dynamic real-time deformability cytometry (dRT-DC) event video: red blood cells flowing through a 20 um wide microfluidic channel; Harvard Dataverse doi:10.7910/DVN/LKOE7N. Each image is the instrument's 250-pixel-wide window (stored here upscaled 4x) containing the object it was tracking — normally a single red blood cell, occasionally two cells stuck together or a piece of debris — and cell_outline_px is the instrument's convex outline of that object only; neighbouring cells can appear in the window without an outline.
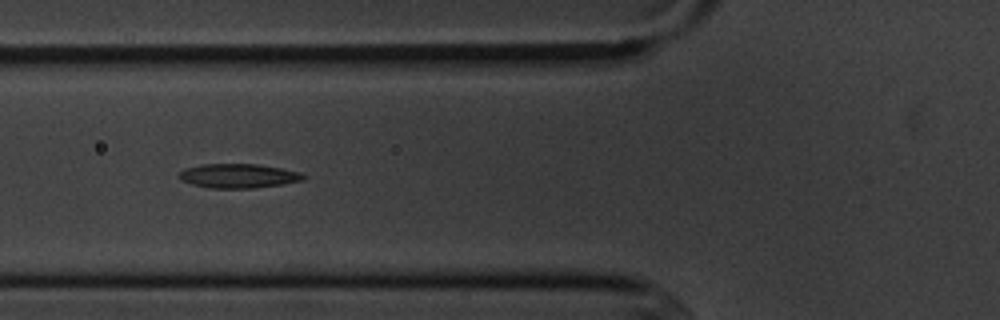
{"species": "common noctule bat (a hibernating species)", "species_latin": "Nyctalus noctula", "temperature_condition": "cold", "stored_images_in_passage": 9, "camera_frame_rate_fps": 3000, "um_per_image_px": 0.085, "animal": {"sex": "male", "body_mass_g": 20.1, "forearm_length_mm": 53.5}, "frame": {"image": 1, "passage_image": 4, "time_ms": 3.333, "image_size_px": [1000, 320], "cell_outline_px": [[308, 176], [304, 180], [280, 184], [252, 188], [208, 188], [192, 184], [180, 180], [176, 176], [184, 168], [200, 164], [256, 164], [280, 168], [300, 172]], "centroid_in_image_um": [20.22, 14.94], "position_along_channel_um": 105.6, "area_um2": 17.63}}
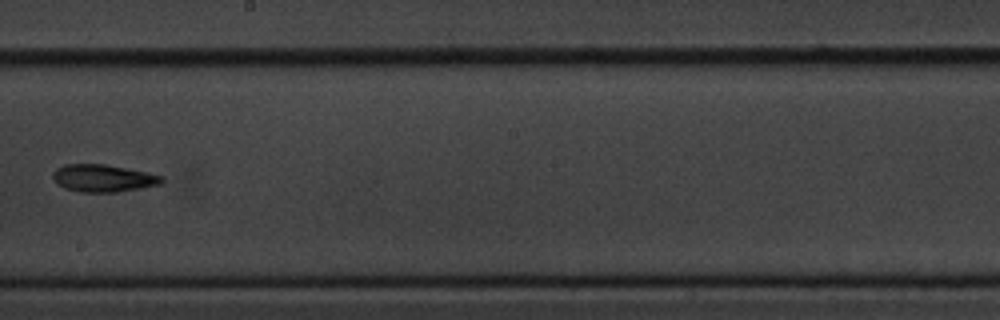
{"frame": {"image": 2, "passage_image": 7, "time_ms": 7.0, "image_size_px": [1000, 320], "cell_outline_px": [[164, 180], [160, 184], [140, 188], [116, 192], [80, 192], [64, 188], [56, 184], [52, 176], [52, 172], [56, 168], [64, 164], [104, 164], [164, 176]], "centroid_in_image_um": [8.71, 15.15], "position_along_channel_um": 239.5, "area_um2": 17.34}}
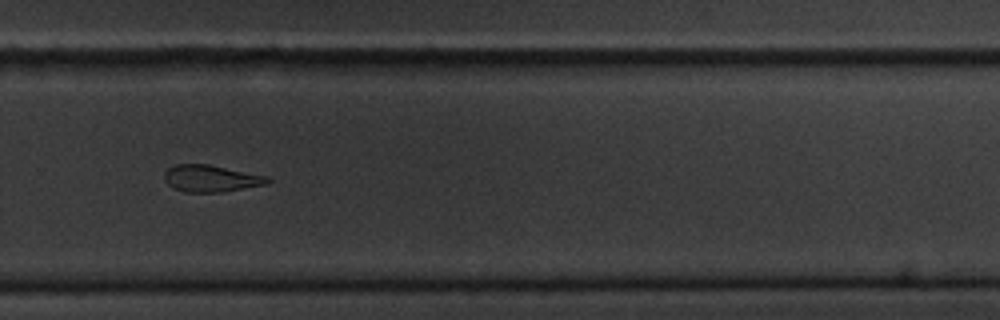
{"frame": {"image": 3, "passage_image": 9, "time_ms": 9.0, "image_size_px": [1000, 320], "cell_outline_px": [[272, 180], [268, 184], [220, 192], [188, 192], [172, 188], [164, 180], [164, 172], [168, 168], [176, 164], [208, 164], [268, 176]], "centroid_in_image_um": [17.93, 15.16], "position_along_channel_um": 311.9, "area_um2": 16.18}}